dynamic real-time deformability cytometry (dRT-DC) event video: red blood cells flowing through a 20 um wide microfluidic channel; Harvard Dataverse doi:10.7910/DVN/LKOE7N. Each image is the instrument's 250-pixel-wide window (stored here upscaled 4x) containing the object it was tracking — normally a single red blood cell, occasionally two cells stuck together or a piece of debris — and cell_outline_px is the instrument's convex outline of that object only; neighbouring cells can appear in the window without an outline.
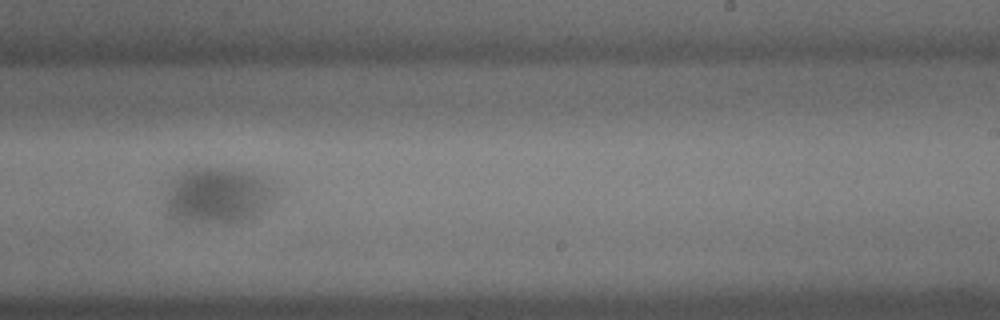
{"species": "common noctule bat (a hibernating species)", "species_latin": "Nyctalus noctula", "temperature_condition": "cold", "stored_images_in_passage": 41, "camera_frame_rate_fps": 3000, "um_per_image_px": 0.085, "animal": {"sex": "male", "body_mass_g": 18.8}, "frame": {"image": 1, "passage_image": 25, "time_ms": 8.0, "image_size_px": [1000, 320], "cell_outline_px": [[276, 192], [272, 200], [264, 208], [252, 216], [240, 220], [200, 224], [172, 220], [164, 212], [164, 196], [168, 184], [172, 176], [176, 172], [188, 168], [232, 168], [252, 172], [272, 180], [276, 188]], "centroid_in_image_um": [18.39, 16.58], "position_along_channel_um": 270.6, "area_um2": 37.11}}
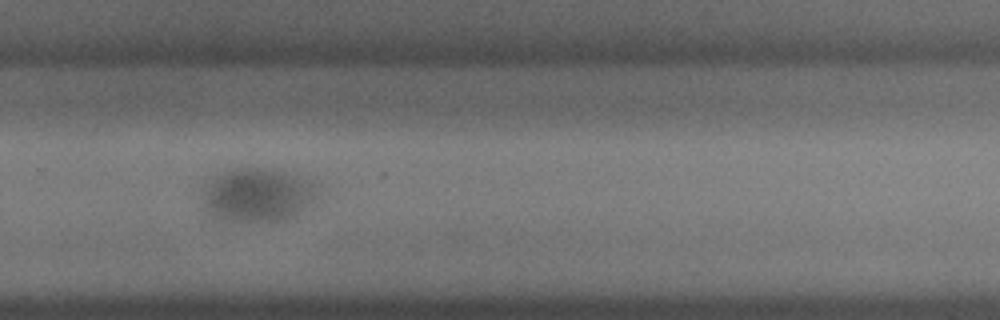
{"frame": {"image": 2, "passage_image": 28, "time_ms": 9.0, "image_size_px": [1000, 320], "cell_outline_px": [[316, 196], [296, 216], [284, 220], [220, 220], [204, 212], [200, 188], [212, 176], [228, 168], [272, 168], [288, 172], [312, 184], [316, 188]], "centroid_in_image_um": [21.74, 16.55], "position_along_channel_um": 308.1, "area_um2": 36.18}}
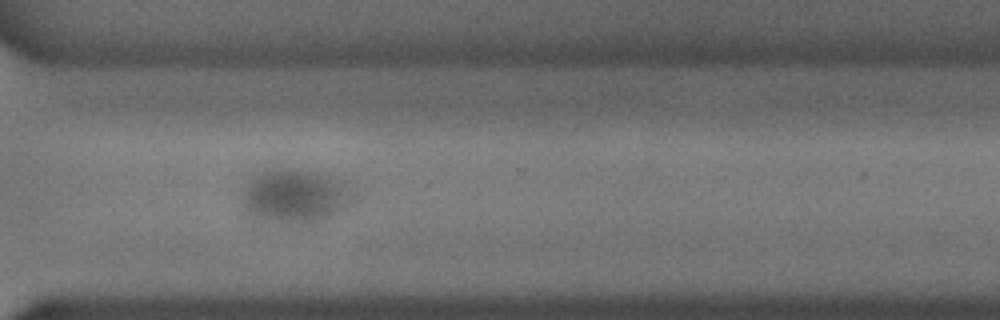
{"frame": {"image": 3, "passage_image": 31, "time_ms": 10.0, "image_size_px": [1000, 320], "cell_outline_px": [[360, 200], [340, 212], [332, 216], [320, 220], [304, 224], [264, 220], [252, 216], [244, 208], [244, 196], [248, 184], [256, 172], [264, 168], [292, 168], [324, 172], [344, 180], [356, 192]], "centroid_in_image_um": [25.24, 16.62], "position_along_channel_um": 345.4, "area_um2": 35.89}}